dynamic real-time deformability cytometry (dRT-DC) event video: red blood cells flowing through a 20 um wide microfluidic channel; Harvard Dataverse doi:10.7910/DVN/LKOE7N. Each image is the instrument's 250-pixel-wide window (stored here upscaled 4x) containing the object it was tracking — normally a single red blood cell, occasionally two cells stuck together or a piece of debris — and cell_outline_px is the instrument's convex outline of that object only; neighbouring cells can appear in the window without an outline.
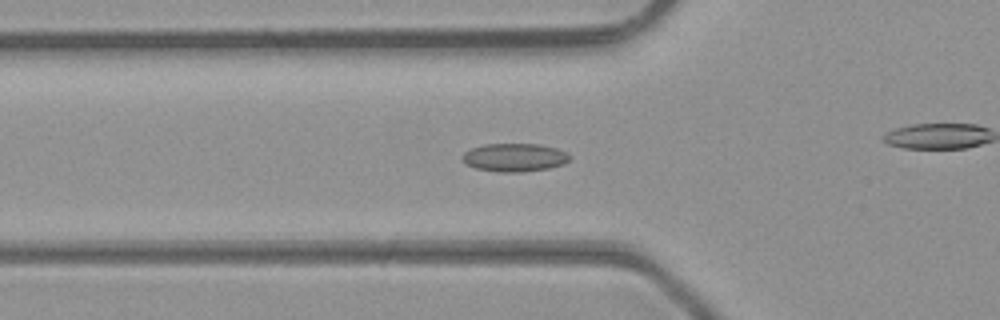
{"species": "common noctule bat (a hibernating species)", "species_latin": "Nyctalus noctula", "temperature_condition": "room temperature", "stored_images_in_passage": 36, "camera_frame_rate_fps": 3000, "um_per_image_px": 0.085, "animal": {"sex": "male", "body_mass_g": 23.1, "forearm_length_mm": 52.7}, "frame": {"image": 1, "passage_image": 11, "time_ms": 3.333, "image_size_px": [1000, 320], "cell_outline_px": [[572, 156], [564, 164], [548, 168], [524, 172], [500, 172], [476, 168], [468, 164], [464, 160], [464, 152], [472, 148], [484, 144], [540, 144], [556, 148]], "centroid_in_image_um": [43.77, 13.38], "position_along_channel_um": 82.0, "area_um2": 17.46}}
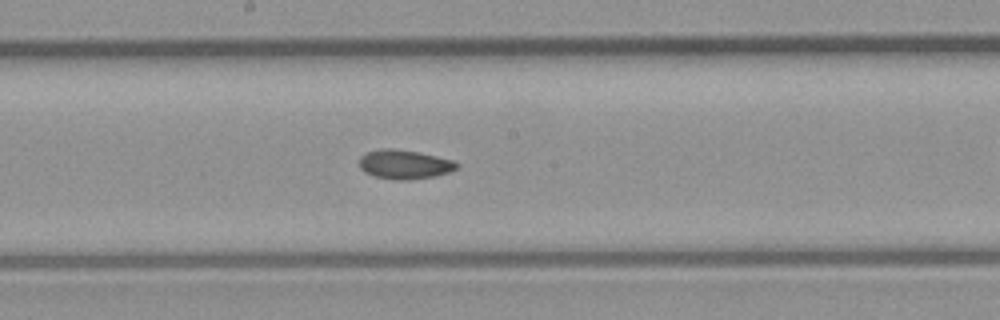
{"frame": {"image": 2, "passage_image": 20, "time_ms": 6.333, "image_size_px": [1000, 320], "cell_outline_px": [[460, 164], [456, 168], [448, 172], [436, 176], [412, 180], [396, 180], [372, 176], [364, 172], [360, 168], [360, 156], [368, 152], [380, 148], [392, 148], [416, 152], [436, 156], [452, 160]], "centroid_in_image_um": [34.35, 13.98], "position_along_channel_um": 213.8, "area_um2": 16.59}}
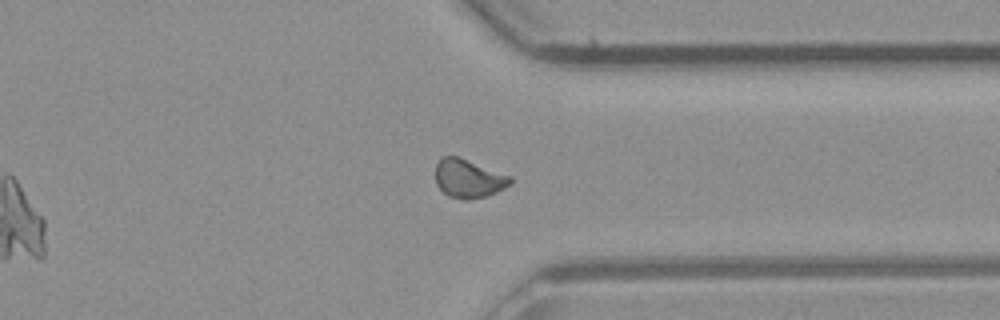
{"frame": {"image": 3, "passage_image": 31, "time_ms": 10.0, "image_size_px": [1000, 320], "cell_outline_px": [[512, 184], [496, 192], [484, 196], [468, 200], [464, 200], [448, 196], [436, 184], [436, 164], [440, 156], [456, 156], [512, 176]], "centroid_in_image_um": [39.82, 15.17], "position_along_channel_um": 371.6, "area_um2": 16.76}, "authors_computed_cell_mechanics": {"area_um2": 16.6753, "velocity_mm_per_s": 4.3482, "shape_relaxation_time_tau1_ms": null, "shape_relaxation_time_tau2_ms": 2.8287, "deformation_change_tau1": null, "deformation_change_tau2": 0.0708}}